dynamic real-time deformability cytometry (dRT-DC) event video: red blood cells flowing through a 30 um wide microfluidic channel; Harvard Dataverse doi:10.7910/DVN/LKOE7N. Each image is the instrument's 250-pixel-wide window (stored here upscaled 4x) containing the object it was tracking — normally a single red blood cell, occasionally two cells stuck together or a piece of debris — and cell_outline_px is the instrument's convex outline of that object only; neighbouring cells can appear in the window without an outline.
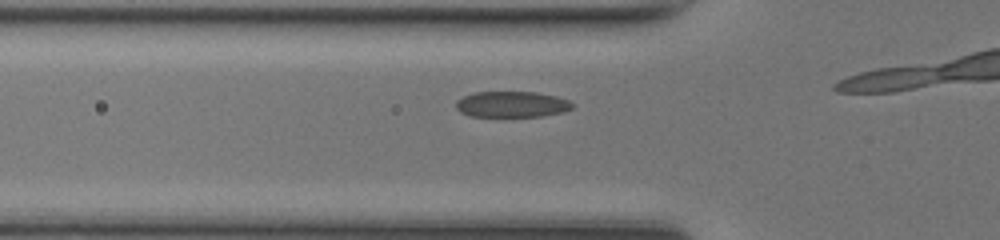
{"species": "common noctule bat (a hibernating species)", "species_latin": "Nyctalus noctula", "temperature_condition": "room temperature", "stored_images_in_passage": 7, "camera_frame_rate_fps": 3000, "um_per_image_px": 0.085, "animal": {"sex": "female", "body_mass_g": 17.0, "forearm_length_mm": 48.0}, "frame": {"image": 1, "passage_image": 5, "time_ms": 1.333, "image_size_px": [1000, 240], "cell_outline_px": [[572, 108], [564, 112], [544, 116], [468, 116], [460, 112], [456, 108], [456, 100], [464, 96], [476, 92], [536, 92], [556, 96], [568, 100], [572, 104]], "centroid_in_image_um": [43.49, 8.87], "position_along_channel_um": 82.3, "area_um2": 17.57}}